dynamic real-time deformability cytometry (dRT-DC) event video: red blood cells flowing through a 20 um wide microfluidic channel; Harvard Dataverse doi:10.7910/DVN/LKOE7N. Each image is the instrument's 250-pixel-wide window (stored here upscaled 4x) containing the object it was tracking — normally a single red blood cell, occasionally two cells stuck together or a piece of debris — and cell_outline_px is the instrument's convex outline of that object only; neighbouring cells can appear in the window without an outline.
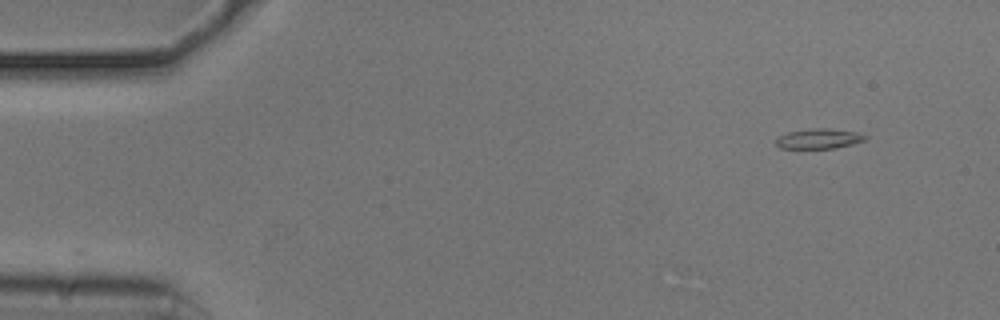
{"species": "common noctule bat (a hibernating species)", "species_latin": "Nyctalus noctula", "temperature_condition": "cold", "stored_images_in_passage": 37, "camera_frame_rate_fps": 3000, "um_per_image_px": 0.085, "animal": {"sex": "male", "body_mass_g": 20.5, "forearm_length_mm": 52.5}, "frame": {"image": 1, "passage_image": 1, "time_ms": 0.0, "image_size_px": [1000, 320], "cell_outline_px": [[868, 136], [864, 140], [852, 144], [836, 148], [780, 148], [776, 144], [776, 140], [780, 136], [788, 132], [816, 128], [828, 128], [856, 132]], "centroid_in_image_um": [69.62, 11.79], "position_along_channel_um": 15.4, "area_um2": 10.23}}
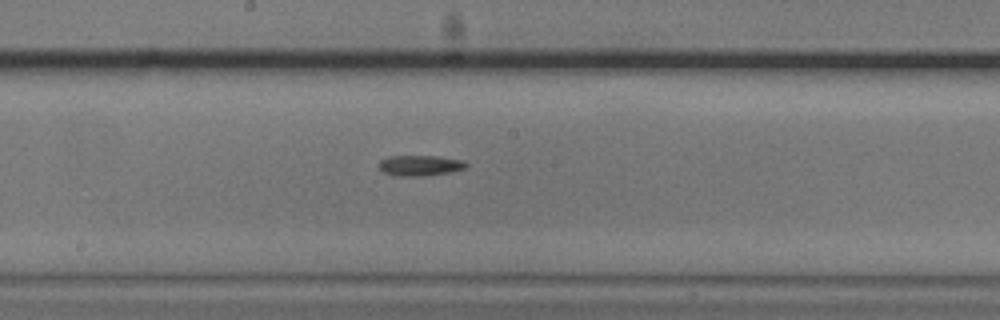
{"frame": {"image": 2, "passage_image": 25, "time_ms": 8.0, "image_size_px": [1000, 320], "cell_outline_px": [[468, 168], [448, 172], [420, 176], [400, 176], [384, 172], [380, 168], [380, 160], [388, 156], [436, 156], [464, 160], [468, 164]], "centroid_in_image_um": [35.74, 14.05], "position_along_channel_um": 212.5, "area_um2": 10.35}}
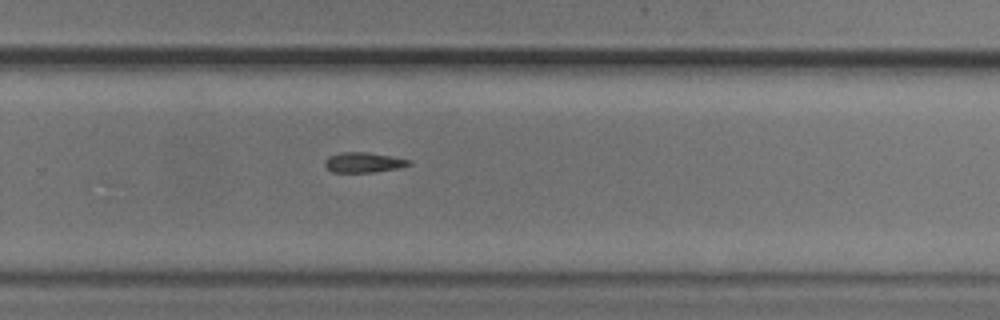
{"frame": {"image": 3, "passage_image": 32, "time_ms": 10.333, "image_size_px": [1000, 320], "cell_outline_px": [[412, 164], [404, 168], [372, 172], [332, 172], [324, 164], [324, 160], [328, 156], [340, 152], [368, 152], [412, 160]], "centroid_in_image_um": [30.94, 13.8], "position_along_channel_um": 298.9, "area_um2": 10.06}}